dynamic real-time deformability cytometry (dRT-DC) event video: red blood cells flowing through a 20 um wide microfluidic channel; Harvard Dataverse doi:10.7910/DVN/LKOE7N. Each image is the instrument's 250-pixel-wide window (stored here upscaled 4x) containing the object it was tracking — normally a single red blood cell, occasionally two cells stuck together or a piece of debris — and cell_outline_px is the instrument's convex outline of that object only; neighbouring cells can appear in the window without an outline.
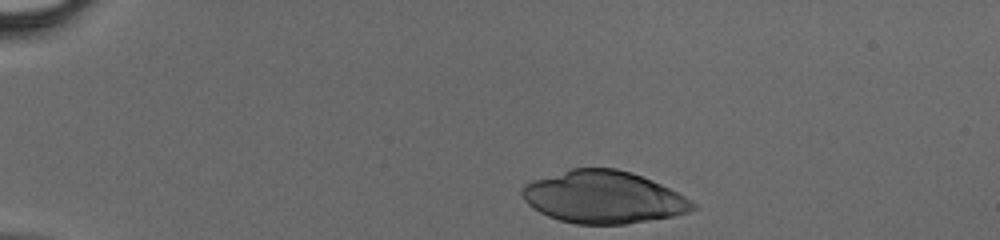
{"species": "human", "species_latin": "Homo sapiens", "temperature_condition": "cold", "stored_images_in_passage": 2, "camera_frame_rate_fps": 3000, "um_per_image_px": 0.085, "donor": {"sex": "male"}, "frame": {"image": 1, "passage_image": 1, "time_ms": 0.0, "image_size_px": [1000, 240], "cell_outline_px": [[696, 208], [688, 212], [676, 216], [624, 224], [576, 224], [560, 220], [548, 216], [540, 212], [528, 204], [524, 200], [520, 192], [524, 184], [532, 180], [572, 168], [616, 168], [632, 172], [652, 180], [684, 196], [696, 204]], "centroid_in_image_um": [51.28, 16.76], "position_along_channel_um": 33.7, "area_um2": 51.96}}